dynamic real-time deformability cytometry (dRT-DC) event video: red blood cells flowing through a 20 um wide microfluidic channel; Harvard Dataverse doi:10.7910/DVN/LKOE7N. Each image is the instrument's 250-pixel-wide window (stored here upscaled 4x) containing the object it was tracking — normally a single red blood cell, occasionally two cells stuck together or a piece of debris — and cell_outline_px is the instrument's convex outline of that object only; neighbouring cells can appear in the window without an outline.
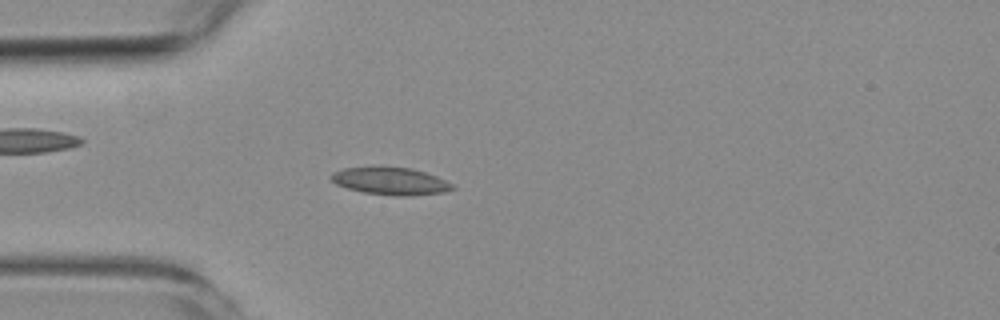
{"species": "common noctule bat (a hibernating species)", "species_latin": "Nyctalus noctula", "temperature_condition": "room temperature", "stored_images_in_passage": 4, "camera_frame_rate_fps": 3000, "um_per_image_px": 0.085, "animal": {"sex": "female", "body_mass_g": 19.3, "forearm_length_mm": 54.1}, "frame": {"image": 1, "passage_image": 4, "time_ms": 3.667, "image_size_px": [1000, 320], "cell_outline_px": [[456, 188], [444, 192], [408, 196], [396, 196], [364, 192], [348, 188], [336, 184], [328, 176], [332, 172], [344, 168], [372, 164], [412, 168], [436, 176], [452, 184]], "centroid_in_image_um": [33.13, 15.35], "position_along_channel_um": 51.9, "area_um2": 19.94}}